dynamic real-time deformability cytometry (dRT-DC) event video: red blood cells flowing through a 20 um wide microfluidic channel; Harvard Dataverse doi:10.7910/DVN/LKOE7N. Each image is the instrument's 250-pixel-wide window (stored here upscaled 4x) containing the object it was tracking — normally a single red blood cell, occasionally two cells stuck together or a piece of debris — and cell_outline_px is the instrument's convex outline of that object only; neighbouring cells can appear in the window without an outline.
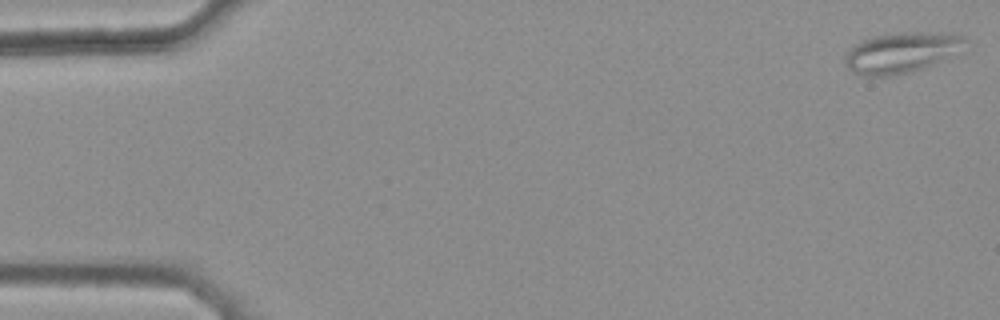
{"species": "common noctule bat (a hibernating species)", "species_latin": "Nyctalus noctula", "temperature_condition": "warm", "stored_images_in_passage": 47, "camera_frame_rate_fps": 3000, "um_per_image_px": 0.085, "animal": {"sex": "female", "body_mass_g": 25.1}, "frame": {"image": 1, "passage_image": 1, "time_ms": 0.0, "image_size_px": [1000, 320], "cell_outline_px": [[968, 40], [932, 64], [924, 68], [908, 72], [888, 76], [864, 76], [852, 72], [844, 64], [844, 56], [856, 44], [872, 36], [904, 32], [920, 32], [964, 36]], "centroid_in_image_um": [76.46, 4.48], "position_along_channel_um": 8.5, "area_um2": 27.22}}
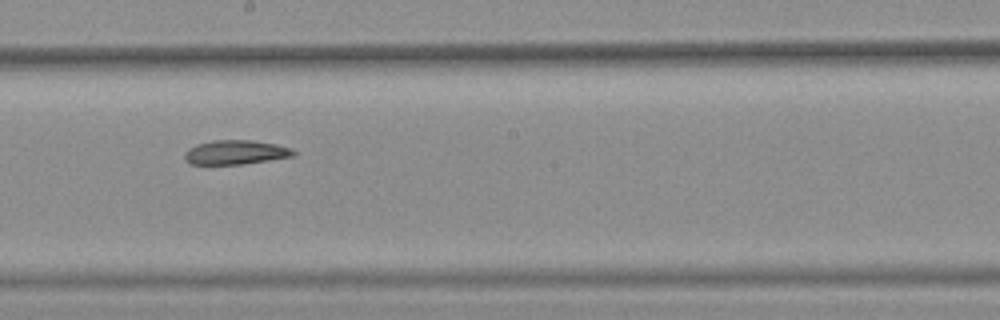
{"frame": {"image": 2, "passage_image": 29, "time_ms": 9.333, "image_size_px": [1000, 320], "cell_outline_px": [[296, 156], [244, 164], [188, 164], [184, 160], [184, 152], [188, 148], [196, 144], [212, 140], [252, 140], [276, 144], [292, 148], [296, 152]], "centroid_in_image_um": [20.02, 12.95], "position_along_channel_um": 228.2, "area_um2": 15.66}}
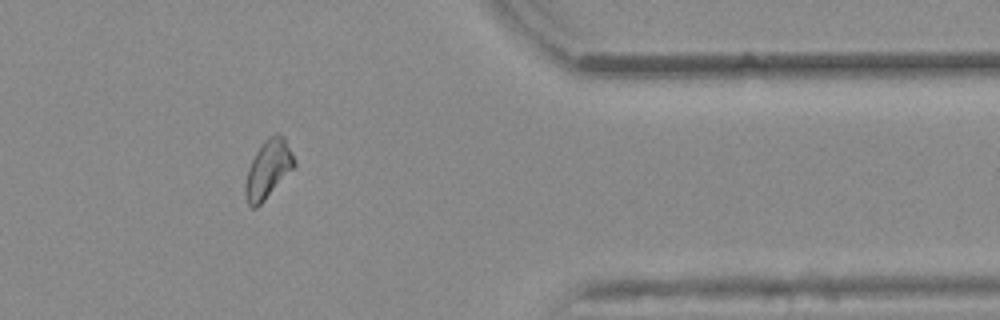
{"frame": {"image": 3, "passage_image": 43, "time_ms": 14.0, "image_size_px": [1000, 320], "cell_outline_px": [[296, 164], [264, 200], [256, 208], [252, 208], [248, 204], [244, 196], [244, 184], [248, 168], [260, 144], [268, 136], [276, 132], [284, 136], [296, 160]], "centroid_in_image_um": [22.77, 14.35], "position_along_channel_um": 388.6, "area_um2": 16.59}, "authors_computed_cell_mechanics": {"area_um2": 16.5308, "velocity_mm_per_s": 3.8694, "shape_relaxation_time_tau1_ms": null, "shape_relaxation_time_tau2_ms": 4.657, "deformation_change_tau1": null, "deformation_change_tau2": 0.1115}}